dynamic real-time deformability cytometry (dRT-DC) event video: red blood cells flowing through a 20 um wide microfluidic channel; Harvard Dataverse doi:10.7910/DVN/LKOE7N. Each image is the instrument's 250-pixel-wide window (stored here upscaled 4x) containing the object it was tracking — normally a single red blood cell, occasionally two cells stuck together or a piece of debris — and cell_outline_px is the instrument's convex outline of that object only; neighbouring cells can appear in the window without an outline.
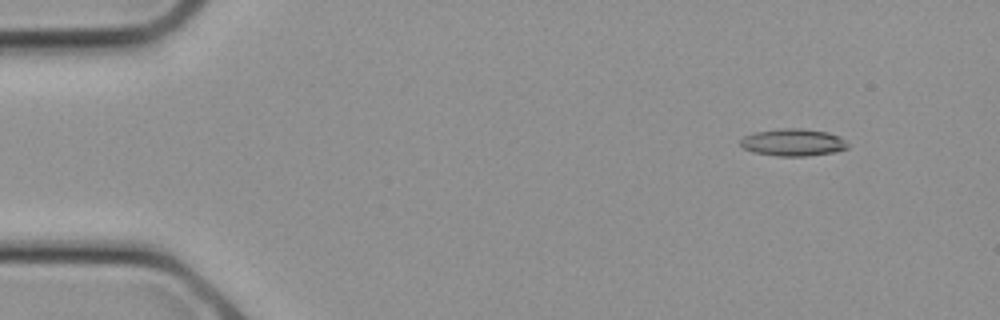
{"species": "common noctule bat (a hibernating species)", "species_latin": "Nyctalus noctula", "temperature_condition": "cold", "stored_images_in_passage": 13, "camera_frame_rate_fps": 3000, "um_per_image_px": 0.085, "animal": {"sex": "female", "body_mass_g": 21.9}, "frame": {"image": 1, "passage_image": 3, "time_ms": 0.667, "image_size_px": [1000, 320], "cell_outline_px": [[848, 148], [836, 152], [804, 156], [776, 156], [752, 152], [744, 148], [740, 144], [740, 140], [744, 136], [752, 132], [780, 128], [800, 128], [828, 132], [840, 136], [848, 144]], "centroid_in_image_um": [67.4, 12.1], "position_along_channel_um": 17.6, "area_um2": 17.22}}
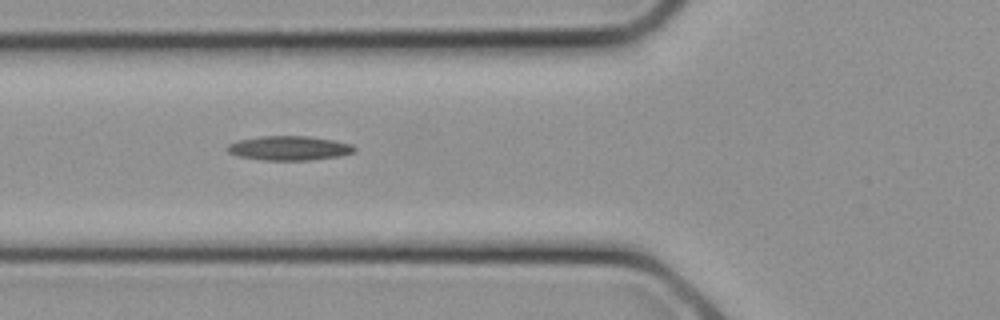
{"frame": {"image": 2, "passage_image": 10, "time_ms": 3.0, "image_size_px": [1000, 320], "cell_outline_px": [[356, 152], [340, 156], [308, 160], [260, 160], [236, 156], [228, 152], [224, 148], [228, 144], [240, 140], [260, 136], [308, 136], [332, 140], [352, 144], [356, 148]], "centroid_in_image_um": [24.56, 12.6], "position_along_channel_um": 101.2, "area_um2": 18.15}}
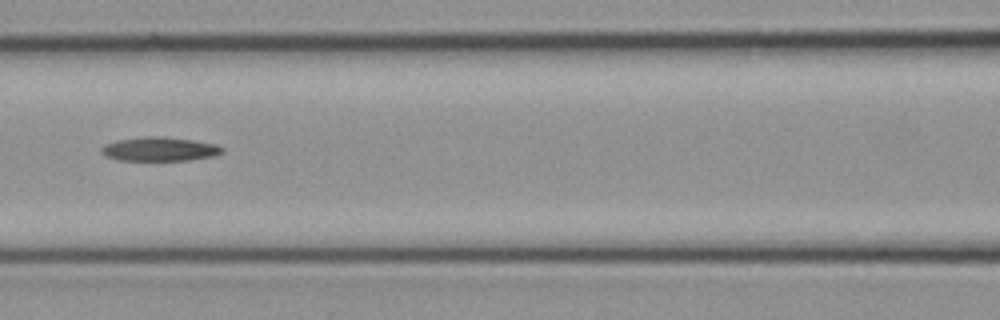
{"frame": {"image": 3, "passage_image": 12, "time_ms": 3.667, "image_size_px": [1000, 320], "cell_outline_px": [[224, 152], [216, 156], [188, 160], [116, 160], [104, 156], [100, 152], [100, 148], [104, 144], [116, 140], [144, 136], [160, 136], [192, 140], [216, 144], [224, 148]], "centroid_in_image_um": [13.54, 12.67], "position_along_channel_um": 153.1, "area_um2": 17.11}}